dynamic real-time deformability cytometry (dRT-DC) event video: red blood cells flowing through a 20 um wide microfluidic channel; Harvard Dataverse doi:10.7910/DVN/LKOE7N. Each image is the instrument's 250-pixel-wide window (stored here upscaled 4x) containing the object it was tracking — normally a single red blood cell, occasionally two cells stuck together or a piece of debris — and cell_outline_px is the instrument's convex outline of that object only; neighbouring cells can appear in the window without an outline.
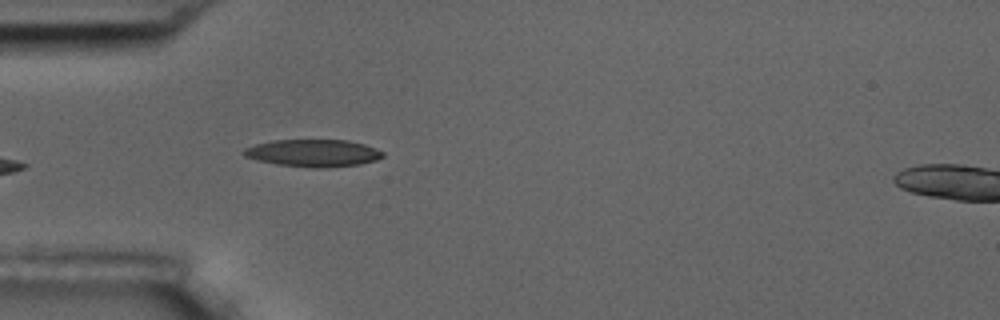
{"species": "common noctule bat (a hibernating species)", "species_latin": "Nyctalus noctula", "temperature_condition": "room temperature", "stored_images_in_passage": 5, "camera_frame_rate_fps": 3000, "um_per_image_px": 0.085, "animal": {"sex": "male", "body_mass_g": 17.5, "forearm_length_mm": 52.3}, "frame": {"image": 1, "passage_image": 4, "time_ms": 3.333, "image_size_px": [1000, 320], "cell_outline_px": [[384, 156], [376, 160], [360, 164], [324, 168], [312, 168], [276, 164], [256, 160], [244, 156], [240, 152], [244, 148], [256, 144], [272, 140], [348, 140], [364, 144], [376, 148], [384, 152]], "centroid_in_image_um": [26.6, 13.01], "position_along_channel_um": 58.4, "area_um2": 22.31}}